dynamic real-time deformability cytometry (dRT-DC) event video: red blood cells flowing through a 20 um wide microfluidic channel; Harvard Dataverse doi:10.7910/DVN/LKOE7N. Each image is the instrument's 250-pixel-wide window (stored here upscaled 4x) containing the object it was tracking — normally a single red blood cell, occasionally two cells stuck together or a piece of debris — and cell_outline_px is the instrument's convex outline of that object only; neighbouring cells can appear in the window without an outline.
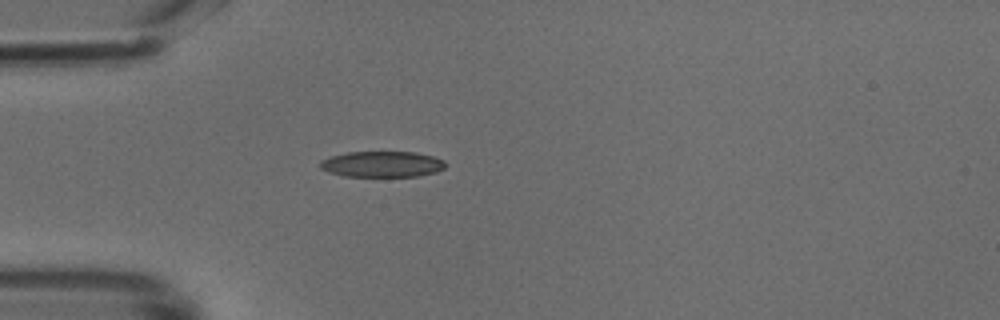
{"species": "common noctule bat (a hibernating species)", "species_latin": "Nyctalus noctula", "temperature_condition": "cold", "stored_images_in_passage": 6, "camera_frame_rate_fps": 3000, "um_per_image_px": 0.085, "animal": {"sex": "male", "body_mass_g": 18.8}, "frame": {"image": 1, "passage_image": 1, "time_ms": 0.0, "image_size_px": [1000, 320], "cell_outline_px": [[444, 168], [436, 172], [416, 176], [344, 176], [328, 172], [320, 168], [320, 160], [332, 156], [348, 152], [416, 152], [432, 156], [444, 160]], "centroid_in_image_um": [32.46, 13.95], "position_along_channel_um": 52.5, "area_um2": 18.79}}